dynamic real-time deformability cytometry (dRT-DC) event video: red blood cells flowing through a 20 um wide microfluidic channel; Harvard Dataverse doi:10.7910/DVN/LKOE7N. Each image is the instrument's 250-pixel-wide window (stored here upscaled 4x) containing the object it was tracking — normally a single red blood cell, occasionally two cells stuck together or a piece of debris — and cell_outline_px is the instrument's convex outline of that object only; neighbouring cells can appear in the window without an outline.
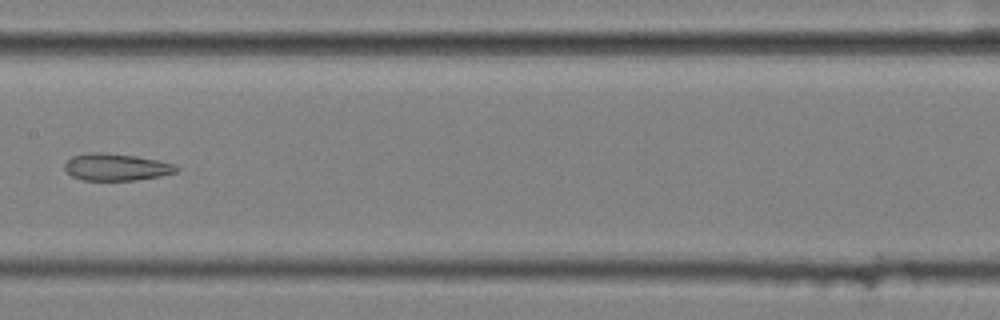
{"species": "common noctule bat (a hibernating species)", "species_latin": "Nyctalus noctula", "temperature_condition": "cold", "stored_images_in_passage": 10, "camera_frame_rate_fps": 3000, "um_per_image_px": 0.085, "animal": {"sex": "female", "body_mass_g": 25.1}, "frame": {"image": 1, "passage_image": 7, "time_ms": 2.0, "image_size_px": [1000, 320], "cell_outline_px": [[180, 168], [176, 172], [160, 176], [136, 180], [84, 180], [72, 176], [64, 168], [64, 164], [72, 156], [96, 152], [136, 156], [176, 164]], "centroid_in_image_um": [9.9, 14.21], "position_along_channel_um": 197.5, "area_um2": 17.4}}
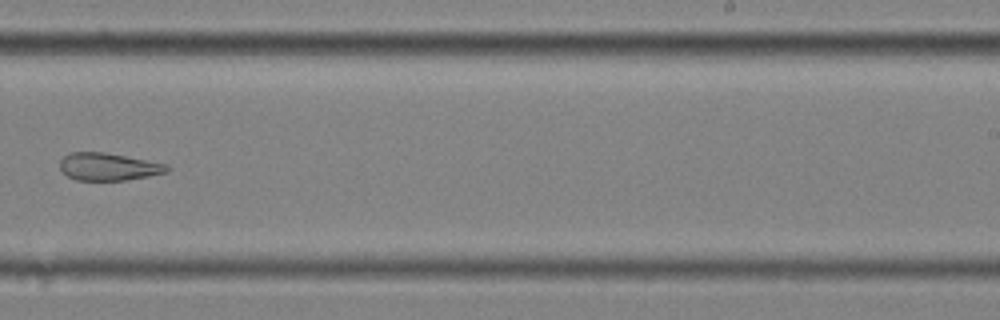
{"frame": {"image": 2, "passage_image": 9, "time_ms": 2.667, "image_size_px": [1000, 320], "cell_outline_px": [[172, 168], [168, 172], [148, 176], [124, 180], [76, 180], [68, 176], [60, 168], [60, 160], [68, 152], [104, 152], [168, 164]], "centroid_in_image_um": [9.23, 14.16], "position_along_channel_um": 279.8, "area_um2": 17.17}}